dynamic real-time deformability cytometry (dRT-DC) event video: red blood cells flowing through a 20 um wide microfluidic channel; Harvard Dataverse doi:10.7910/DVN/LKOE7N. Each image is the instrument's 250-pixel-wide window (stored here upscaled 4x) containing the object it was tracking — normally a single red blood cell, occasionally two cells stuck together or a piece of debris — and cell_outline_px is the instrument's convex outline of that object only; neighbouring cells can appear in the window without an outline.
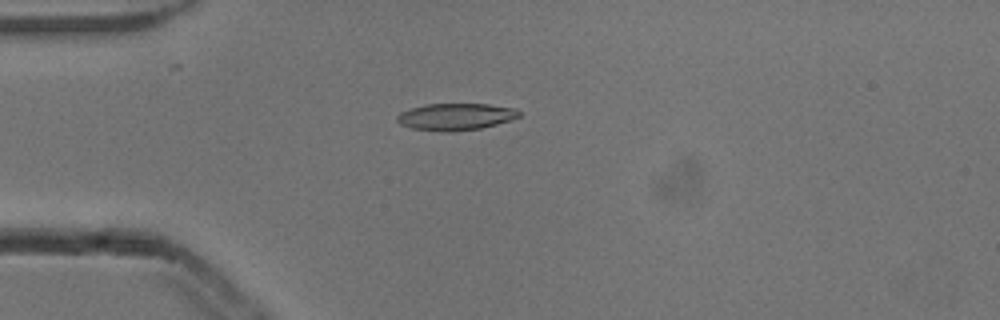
{"species": "common noctule bat (a hibernating species)", "species_latin": "Nyctalus noctula", "temperature_condition": "cold", "stored_images_in_passage": 4, "camera_frame_rate_fps": 3000, "um_per_image_px": 0.085, "animal": {"sex": "male", "body_mass_g": 13.3}, "frame": {"image": 1, "passage_image": 3, "time_ms": 0.667, "image_size_px": [1000, 320], "cell_outline_px": [[520, 116], [512, 120], [480, 128], [452, 132], [444, 132], [412, 128], [400, 124], [396, 120], [396, 116], [400, 112], [424, 104], [488, 104], [516, 108], [520, 112]], "centroid_in_image_um": [38.73, 9.92], "position_along_channel_um": 46.3, "area_um2": 19.19}}